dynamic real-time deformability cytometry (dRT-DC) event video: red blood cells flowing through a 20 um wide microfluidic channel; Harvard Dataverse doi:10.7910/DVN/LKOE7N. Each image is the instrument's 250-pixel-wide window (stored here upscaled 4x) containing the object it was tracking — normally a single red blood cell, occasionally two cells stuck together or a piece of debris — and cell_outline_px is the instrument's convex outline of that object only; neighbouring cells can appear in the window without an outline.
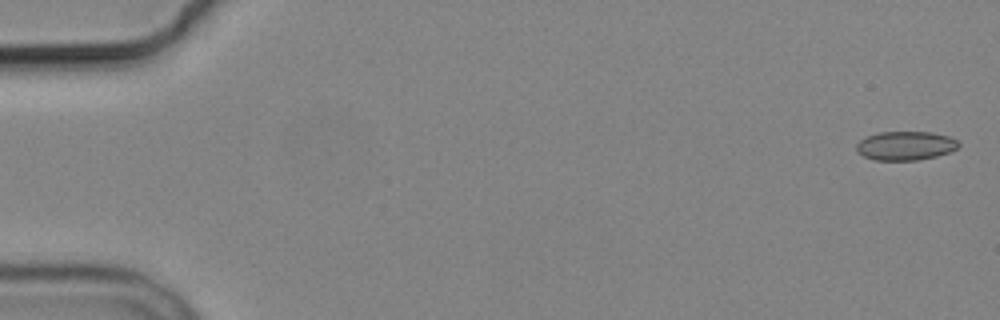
{"species": "common noctule bat (a hibernating species)", "species_latin": "Nyctalus noctula", "temperature_condition": "cold", "stored_images_in_passage": 7, "camera_frame_rate_fps": 3000, "um_per_image_px": 0.085, "animal": {"sex": "male", "body_mass_g": 19.2, "forearm_length_mm": 51.8}, "frame": {"image": 1, "passage_image": 1, "time_ms": 0.0, "image_size_px": [1000, 320], "cell_outline_px": [[960, 144], [956, 148], [948, 152], [936, 156], [916, 160], [872, 160], [856, 152], [856, 144], [860, 140], [868, 136], [880, 132], [932, 132], [948, 136], [956, 140]], "centroid_in_image_um": [76.93, 12.39], "position_along_channel_um": 8.1, "area_um2": 17.11}}
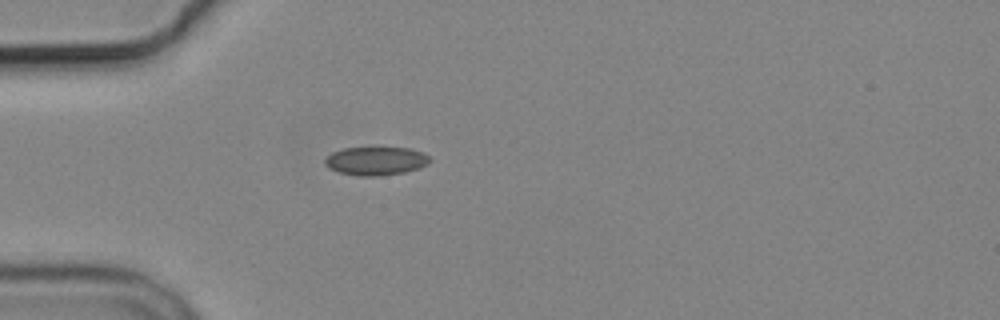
{"frame": {"image": 2, "passage_image": 5, "time_ms": 5.0, "image_size_px": [1000, 320], "cell_outline_px": [[432, 160], [428, 164], [420, 168], [404, 172], [380, 176], [360, 176], [340, 172], [328, 168], [324, 164], [324, 160], [332, 152], [344, 148], [408, 148], [424, 152]], "centroid_in_image_um": [31.97, 13.68], "position_along_channel_um": 53.0, "area_um2": 17.4}}
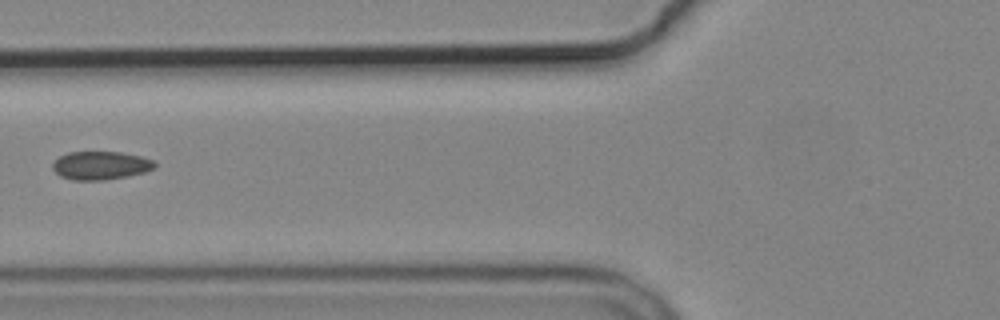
{"frame": {"image": 3, "passage_image": 7, "time_ms": 7.0, "image_size_px": [1000, 320], "cell_outline_px": [[156, 164], [152, 168], [144, 172], [128, 176], [104, 180], [72, 180], [60, 176], [52, 168], [52, 164], [60, 156], [68, 152], [120, 152], [140, 156], [152, 160]], "centroid_in_image_um": [8.52, 14.07], "position_along_channel_um": 117.3, "area_um2": 16.7}}